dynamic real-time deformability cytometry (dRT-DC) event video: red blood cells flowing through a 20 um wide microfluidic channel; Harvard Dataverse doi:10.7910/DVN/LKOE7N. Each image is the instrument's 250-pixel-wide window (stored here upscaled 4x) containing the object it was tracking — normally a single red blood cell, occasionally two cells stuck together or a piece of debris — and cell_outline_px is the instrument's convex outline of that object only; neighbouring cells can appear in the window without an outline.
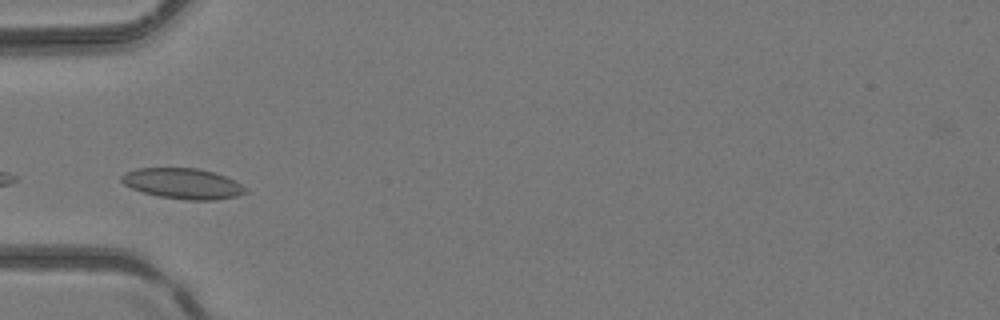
{"species": "common noctule bat (a hibernating species)", "species_latin": "Nyctalus noctula", "temperature_condition": "room temperature", "stored_images_in_passage": 3, "camera_frame_rate_fps": 3000, "um_per_image_px": 0.085, "animal": {"sex": "female", "body_mass_g": 24.6, "forearm_length_mm": 56.2}, "frame": {"image": 1, "passage_image": 3, "time_ms": 0.667, "image_size_px": [1000, 320], "cell_outline_px": [[248, 192], [236, 196], [216, 200], [188, 200], [160, 196], [144, 192], [132, 188], [124, 184], [120, 180], [120, 176], [124, 172], [136, 168], [200, 168], [224, 176], [248, 188]], "centroid_in_image_um": [15.53, 15.6], "position_along_channel_um": 69.5, "area_um2": 22.02}}